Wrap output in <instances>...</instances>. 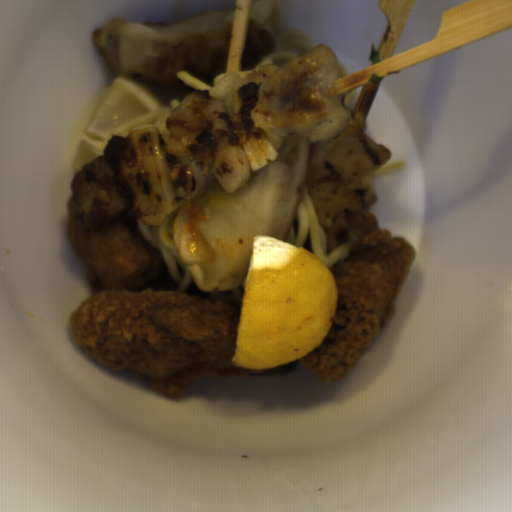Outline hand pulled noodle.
I'll list each match as a JSON object with an SVG mask.
<instances>
[{"instance_id":"hand-pulled-noodle-4","label":"hand pulled noodle","mask_w":512,"mask_h":512,"mask_svg":"<svg viewBox=\"0 0 512 512\" xmlns=\"http://www.w3.org/2000/svg\"><path fill=\"white\" fill-rule=\"evenodd\" d=\"M407 165H408L407 161H399L398 160L390 165H384L383 167H381L379 170H377L370 176H382V175H386L389 173L404 170Z\"/></svg>"},{"instance_id":"hand-pulled-noodle-2","label":"hand pulled noodle","mask_w":512,"mask_h":512,"mask_svg":"<svg viewBox=\"0 0 512 512\" xmlns=\"http://www.w3.org/2000/svg\"><path fill=\"white\" fill-rule=\"evenodd\" d=\"M181 205V204H180ZM180 205L175 206L163 225H146L138 216L136 221L141 236L157 248L175 289L199 299L222 301L241 313L246 285L225 292L202 291L185 267L176 245L174 221Z\"/></svg>"},{"instance_id":"hand-pulled-noodle-1","label":"hand pulled noodle","mask_w":512,"mask_h":512,"mask_svg":"<svg viewBox=\"0 0 512 512\" xmlns=\"http://www.w3.org/2000/svg\"><path fill=\"white\" fill-rule=\"evenodd\" d=\"M276 35L277 42L275 49L253 69L226 70V72L216 74L211 81H201L191 77L184 71H177V77L191 89L180 98L172 101L171 105L164 103L158 104L154 110L139 113L122 123L110 134L109 139L115 134L124 136L140 125H154L159 127L161 137L168 148L171 135L167 128L166 117L179 102L199 91L210 92L212 86L229 73H236L243 78L250 72H260L268 77L275 69L315 48L312 36L303 27L289 25L279 27L276 30Z\"/></svg>"},{"instance_id":"hand-pulled-noodle-3","label":"hand pulled noodle","mask_w":512,"mask_h":512,"mask_svg":"<svg viewBox=\"0 0 512 512\" xmlns=\"http://www.w3.org/2000/svg\"><path fill=\"white\" fill-rule=\"evenodd\" d=\"M357 238L355 234L338 247L328 250L323 229L306 189L297 205L291 229L284 242H289L310 252L328 267L332 275L335 268L342 264L348 256L351 246Z\"/></svg>"}]
</instances>
